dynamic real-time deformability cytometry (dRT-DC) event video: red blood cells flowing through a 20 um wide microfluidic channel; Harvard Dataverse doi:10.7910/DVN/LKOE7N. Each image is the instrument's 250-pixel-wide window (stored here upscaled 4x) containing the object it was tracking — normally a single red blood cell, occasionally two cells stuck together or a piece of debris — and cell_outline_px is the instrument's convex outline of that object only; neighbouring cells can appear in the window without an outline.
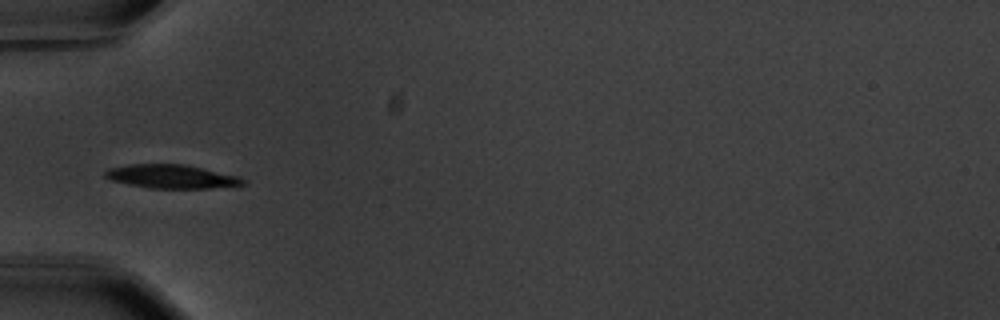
{"species": "common noctule bat (a hibernating species)", "species_latin": "Nyctalus noctula", "temperature_condition": "warm", "stored_images_in_passage": 3, "camera_frame_rate_fps": 3000, "um_per_image_px": 0.085, "animal": {"sex": "male", "body_mass_g": 20.1, "forearm_length_mm": 53.5}, "frame": {"image": 1, "passage_image": 1, "time_ms": 0.0, "image_size_px": [1000, 320], "cell_outline_px": [[248, 184], [236, 188], [148, 188], [128, 184], [112, 180], [104, 176], [104, 172], [108, 168], [128, 164], [184, 164], [236, 176], [248, 180]], "centroid_in_image_um": [14.66, 15.02], "position_along_channel_um": 70.3, "area_um2": 19.31}}